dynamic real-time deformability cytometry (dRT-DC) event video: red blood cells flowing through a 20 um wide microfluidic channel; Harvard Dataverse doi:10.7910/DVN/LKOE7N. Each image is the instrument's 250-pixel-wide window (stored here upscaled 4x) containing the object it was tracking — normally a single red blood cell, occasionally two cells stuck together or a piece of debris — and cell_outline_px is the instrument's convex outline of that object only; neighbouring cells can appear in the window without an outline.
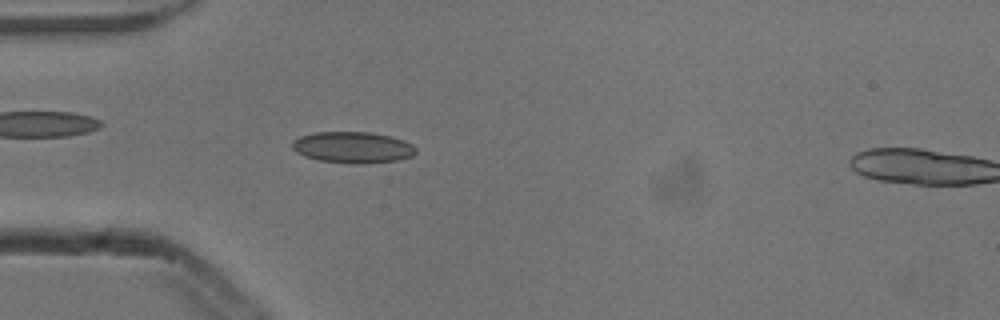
{"species": "common noctule bat (a hibernating species)", "species_latin": "Nyctalus noctula", "temperature_condition": "cold", "stored_images_in_passage": 6, "camera_frame_rate_fps": 3000, "um_per_image_px": 0.085, "animal": {"sex": "male", "body_mass_g": 13.3}, "frame": {"image": 1, "passage_image": 5, "time_ms": 1.333, "image_size_px": [1000, 320], "cell_outline_px": [[416, 152], [412, 156], [396, 160], [364, 164], [352, 164], [320, 160], [304, 156], [296, 152], [292, 148], [292, 140], [300, 136], [312, 132], [368, 132], [388, 136], [404, 140], [412, 144], [416, 148]], "centroid_in_image_um": [29.96, 12.53], "position_along_channel_um": 55.0, "area_um2": 22.6}}